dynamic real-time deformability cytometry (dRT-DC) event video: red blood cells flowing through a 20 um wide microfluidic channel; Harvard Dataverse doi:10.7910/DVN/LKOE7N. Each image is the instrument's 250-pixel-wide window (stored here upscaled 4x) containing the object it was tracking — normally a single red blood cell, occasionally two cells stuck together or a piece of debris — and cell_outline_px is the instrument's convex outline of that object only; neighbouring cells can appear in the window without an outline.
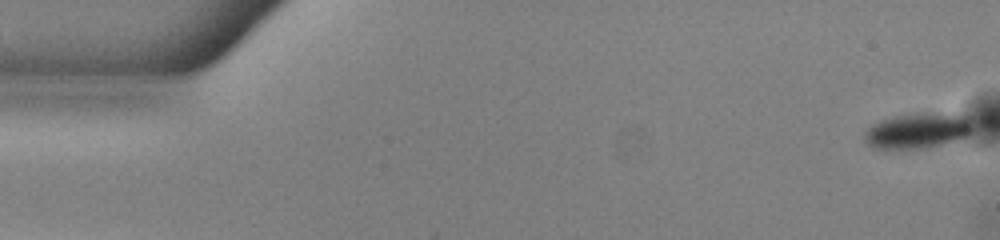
{"species": "common noctule bat (a hibernating species)", "species_latin": "Nyctalus noctula", "temperature_condition": "warm", "stored_images_in_passage": 10, "camera_frame_rate_fps": 3000, "um_per_image_px": 0.085, "animal": {"sex": "male", "body_mass_g": 13.0, "forearm_length_mm": 53.1}, "frame": {"image": 1, "passage_image": 1, "time_ms": 0.0, "image_size_px": [1000, 240], "cell_outline_px": [[972, 128], [964, 136], [956, 140], [924, 148], [876, 148], [868, 144], [864, 140], [864, 132], [872, 124], [880, 120], [892, 116], [916, 112], [924, 112], [968, 116], [972, 120]], "centroid_in_image_um": [77.96, 11.08], "position_along_channel_um": 7.0, "area_um2": 22.2}}